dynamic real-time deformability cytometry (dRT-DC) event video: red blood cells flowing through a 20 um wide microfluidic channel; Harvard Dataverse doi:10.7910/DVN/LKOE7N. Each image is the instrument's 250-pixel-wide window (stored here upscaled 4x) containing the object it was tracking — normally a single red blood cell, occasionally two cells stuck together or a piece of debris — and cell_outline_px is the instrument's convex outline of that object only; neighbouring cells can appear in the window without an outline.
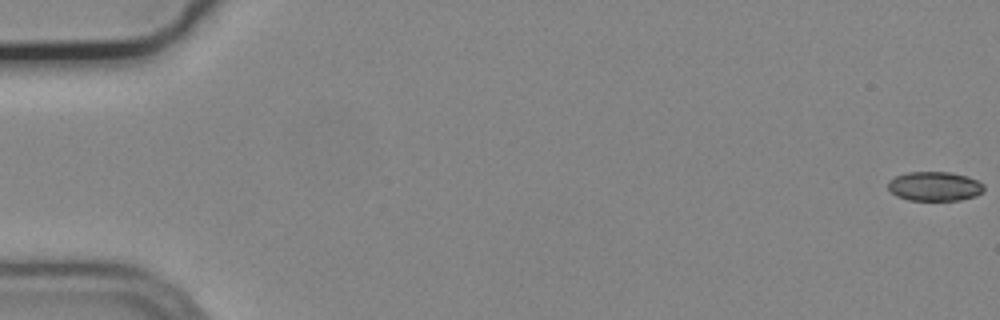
{"species": "common noctule bat (a hibernating species)", "species_latin": "Nyctalus noctula", "temperature_condition": "cold", "stored_images_in_passage": 56, "camera_frame_rate_fps": 3000, "um_per_image_px": 0.085, "animal": {"sex": "male", "body_mass_g": 19.2, "forearm_length_mm": 51.8}, "frame": {"image": 1, "passage_image": 1, "time_ms": 0.0, "image_size_px": [1000, 320], "cell_outline_px": [[984, 192], [976, 196], [960, 200], [908, 200], [896, 196], [888, 188], [888, 180], [896, 176], [908, 172], [948, 172], [968, 176], [984, 184]], "centroid_in_image_um": [79.45, 15.84], "position_along_channel_um": 5.5, "area_um2": 16.47}}
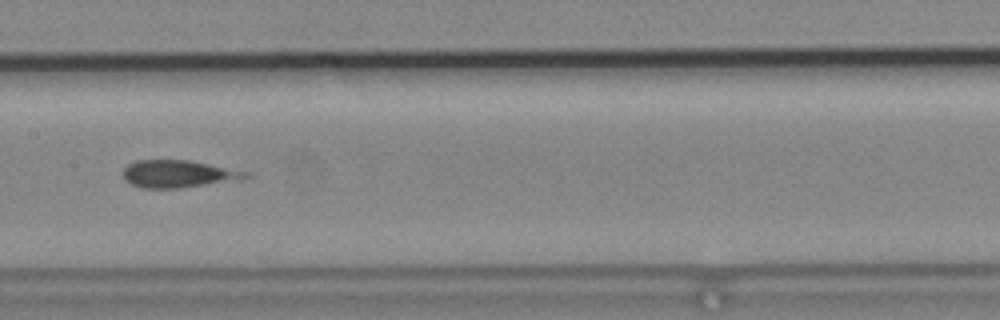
{"frame": {"image": 2, "passage_image": 29, "time_ms": 9.333, "image_size_px": [1000, 320], "cell_outline_px": [[252, 176], [240, 180], [180, 188], [140, 188], [124, 180], [124, 168], [128, 164], [136, 160], [188, 160], [248, 172]], "centroid_in_image_um": [15.15, 14.79], "position_along_channel_um": 192.2, "area_um2": 19.54}}
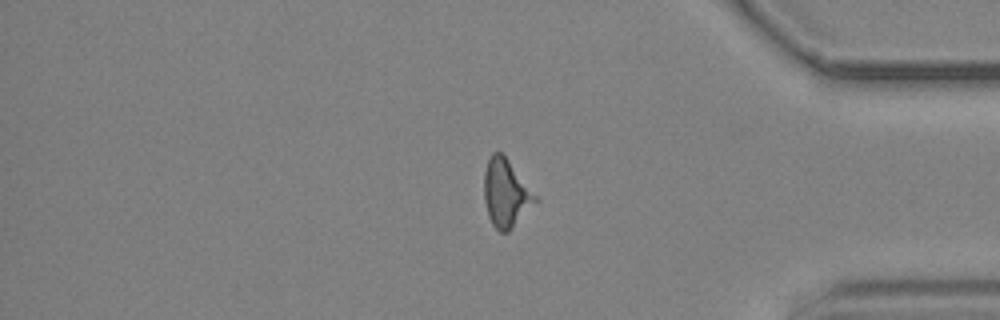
{"frame": {"image": 3, "passage_image": 47, "time_ms": 15.333, "image_size_px": [1000, 320], "cell_outline_px": [[540, 200], [508, 232], [500, 232], [492, 224], [488, 216], [484, 200], [484, 172], [488, 160], [492, 152], [500, 152], [508, 160]], "centroid_in_image_um": [43.01, 16.45], "position_along_channel_um": 392.2, "area_um2": 20.17}}